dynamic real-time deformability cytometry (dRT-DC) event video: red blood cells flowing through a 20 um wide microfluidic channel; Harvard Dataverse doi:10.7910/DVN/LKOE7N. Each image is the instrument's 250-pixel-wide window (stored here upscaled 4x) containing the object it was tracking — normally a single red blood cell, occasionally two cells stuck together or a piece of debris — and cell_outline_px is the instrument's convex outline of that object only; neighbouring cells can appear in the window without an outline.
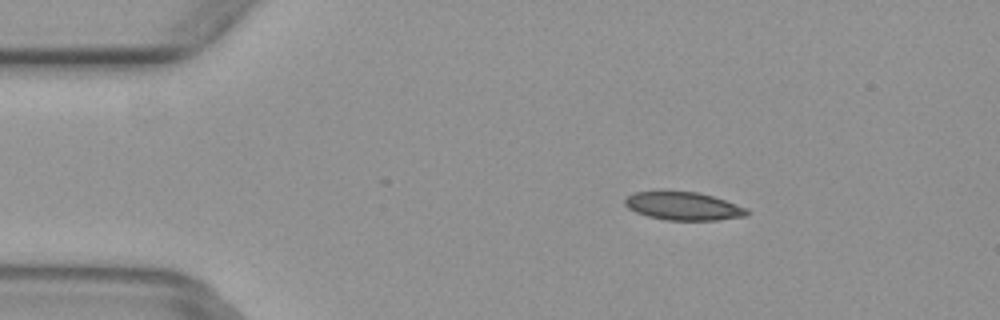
{"species": "common noctule bat (a hibernating species)", "species_latin": "Nyctalus noctula", "temperature_condition": "warm", "stored_images_in_passage": 4, "camera_frame_rate_fps": 3000, "um_per_image_px": 0.085, "animal": {"sex": "female", "body_mass_g": 29.2, "forearm_length_mm": 56.3}, "frame": {"image": 1, "passage_image": 3, "time_ms": 0.667, "image_size_px": [1000, 320], "cell_outline_px": [[748, 216], [716, 220], [664, 220], [648, 216], [636, 212], [628, 208], [624, 204], [624, 200], [628, 196], [636, 192], [696, 192], [712, 196], [748, 208]], "centroid_in_image_um": [58.1, 17.53], "position_along_channel_um": 26.9, "area_um2": 19.77}}